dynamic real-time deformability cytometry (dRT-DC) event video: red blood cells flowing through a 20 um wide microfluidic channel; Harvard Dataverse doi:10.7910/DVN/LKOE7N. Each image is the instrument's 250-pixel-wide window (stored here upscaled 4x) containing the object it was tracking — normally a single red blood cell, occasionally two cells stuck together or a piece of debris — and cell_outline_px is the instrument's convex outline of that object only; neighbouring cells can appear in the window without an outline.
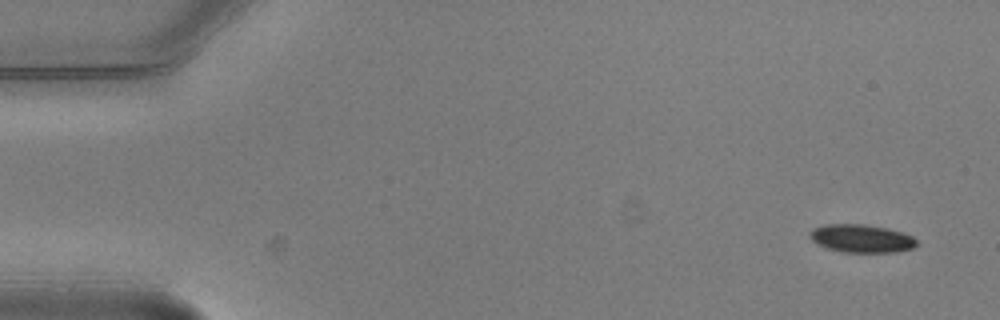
{"species": "common noctule bat (a hibernating species)", "species_latin": "Nyctalus noctula", "temperature_condition": "warm", "stored_images_in_passage": 6, "camera_frame_rate_fps": 3000, "um_per_image_px": 0.085, "animal": {"sex": "male", "body_mass_g": 20.5, "forearm_length_mm": 52.5}, "frame": {"image": 1, "passage_image": 1, "time_ms": 0.0, "image_size_px": [1000, 320], "cell_outline_px": [[920, 244], [912, 248], [896, 252], [844, 252], [828, 248], [816, 244], [808, 236], [808, 232], [812, 228], [824, 224], [864, 224], [888, 228], [904, 232], [912, 236]], "centroid_in_image_um": [73.21, 20.26], "position_along_channel_um": 11.8, "area_um2": 17.74}}